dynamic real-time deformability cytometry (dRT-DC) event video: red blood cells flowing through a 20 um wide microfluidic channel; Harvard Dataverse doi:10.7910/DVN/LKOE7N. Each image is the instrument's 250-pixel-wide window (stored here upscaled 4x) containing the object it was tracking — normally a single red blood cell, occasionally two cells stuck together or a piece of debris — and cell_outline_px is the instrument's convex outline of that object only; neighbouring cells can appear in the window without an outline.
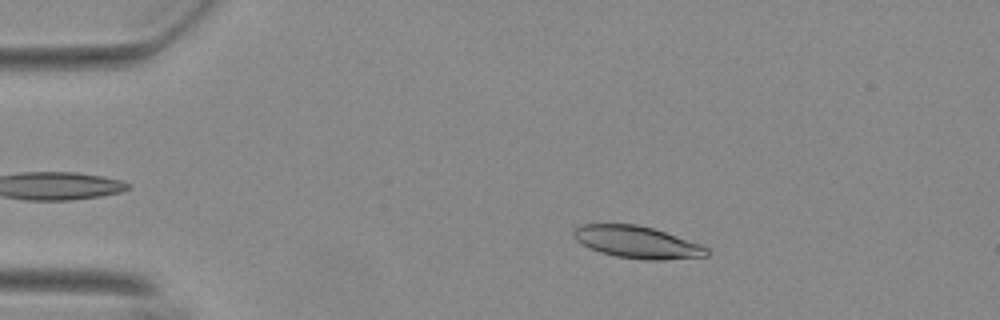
{"species": "Egyptian fruit bat (a non-hibernating species)", "species_latin": "Rousettus aegyptiacus", "temperature_condition": "warm", "stored_images_in_passage": 47, "camera_frame_rate_fps": 3000, "um_per_image_px": 0.085, "animal": {"sex": "female"}, "frame": {"image": 1, "passage_image": 10, "time_ms": 3.0, "image_size_px": [1000, 320], "cell_outline_px": [[708, 256], [664, 260], [644, 260], [616, 256], [600, 252], [576, 240], [572, 236], [572, 228], [580, 224], [636, 224], [652, 228], [704, 244], [708, 248]], "centroid_in_image_um": [54.18, 20.58], "position_along_channel_um": 30.8, "area_um2": 25.09}}
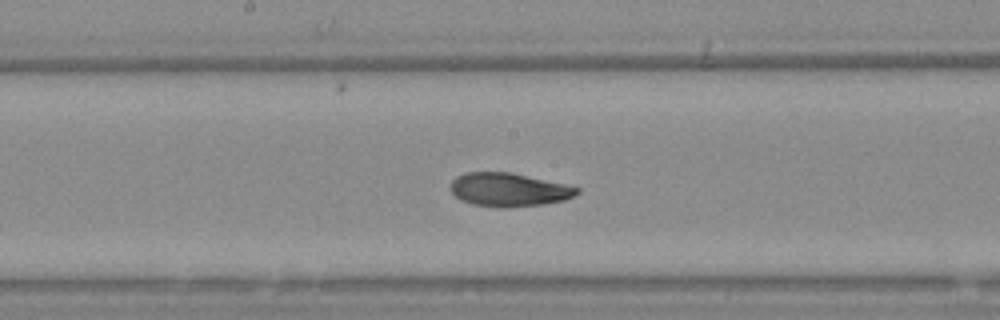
{"frame": {"image": 2, "passage_image": 29, "time_ms": 9.333, "image_size_px": [1000, 320], "cell_outline_px": [[580, 192], [576, 196], [564, 200], [544, 204], [500, 208], [472, 204], [460, 200], [448, 188], [452, 180], [456, 176], [464, 172], [508, 172], [564, 184], [580, 188]], "centroid_in_image_um": [43.21, 16.13], "position_along_channel_um": 205.0, "area_um2": 24.74}}
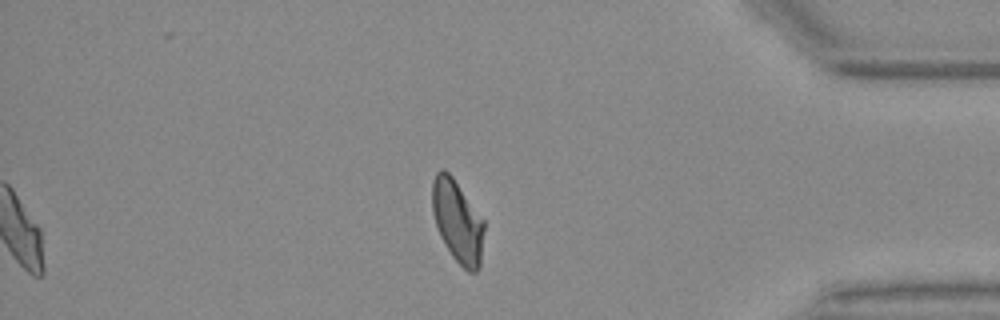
{"frame": {"image": 3, "passage_image": 47, "time_ms": 15.333, "image_size_px": [1000, 320], "cell_outline_px": [[484, 228], [480, 264], [476, 272], [468, 272], [452, 256], [440, 236], [432, 212], [432, 180], [436, 172], [440, 168], [444, 168], [452, 176], [484, 220]], "centroid_in_image_um": [38.87, 18.78], "position_along_channel_um": 396.3, "area_um2": 24.8}, "authors_computed_cell_mechanics": {"area_um2": 25.0852, "velocity_mm_per_s": 3.6914, "shape_relaxation_time_tau1_ms": 5.5422, "shape_relaxation_time_tau2_ms": 1.9404, "deformation_change_tau1": 0.1985, "deformation_change_tau2": 0.079}}